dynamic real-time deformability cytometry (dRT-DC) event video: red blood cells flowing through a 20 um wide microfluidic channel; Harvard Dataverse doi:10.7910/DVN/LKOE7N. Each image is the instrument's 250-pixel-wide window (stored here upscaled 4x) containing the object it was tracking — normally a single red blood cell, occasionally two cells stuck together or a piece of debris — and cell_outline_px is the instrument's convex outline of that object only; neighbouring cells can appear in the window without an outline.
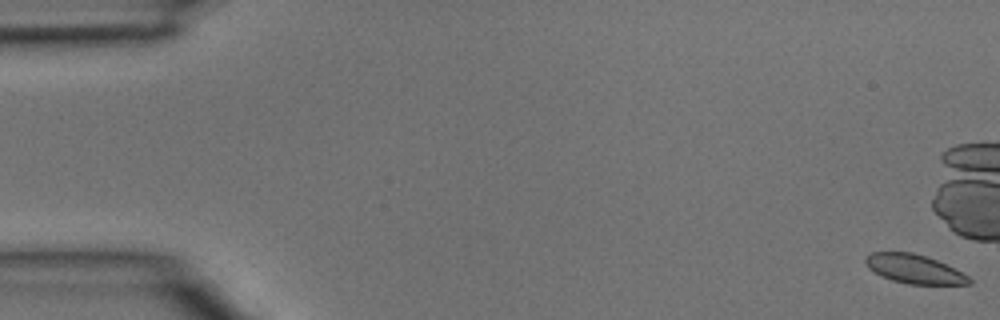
{"species": "common noctule bat (a hibernating species)", "species_latin": "Nyctalus noctula", "temperature_condition": "room temperature", "stored_images_in_passage": 3, "camera_frame_rate_fps": 3000, "um_per_image_px": 0.085, "animal": {"sex": "male", "body_mass_g": 15.6}, "frame": {"image": 1, "passage_image": 1, "time_ms": 0.0, "image_size_px": [1000, 320], "cell_outline_px": [[972, 284], [908, 284], [892, 280], [880, 276], [868, 268], [864, 264], [864, 256], [872, 252], [912, 252], [936, 260], [968, 276], [972, 280]], "centroid_in_image_um": [77.64, 22.86], "position_along_channel_um": 7.4, "area_um2": 17.4}}